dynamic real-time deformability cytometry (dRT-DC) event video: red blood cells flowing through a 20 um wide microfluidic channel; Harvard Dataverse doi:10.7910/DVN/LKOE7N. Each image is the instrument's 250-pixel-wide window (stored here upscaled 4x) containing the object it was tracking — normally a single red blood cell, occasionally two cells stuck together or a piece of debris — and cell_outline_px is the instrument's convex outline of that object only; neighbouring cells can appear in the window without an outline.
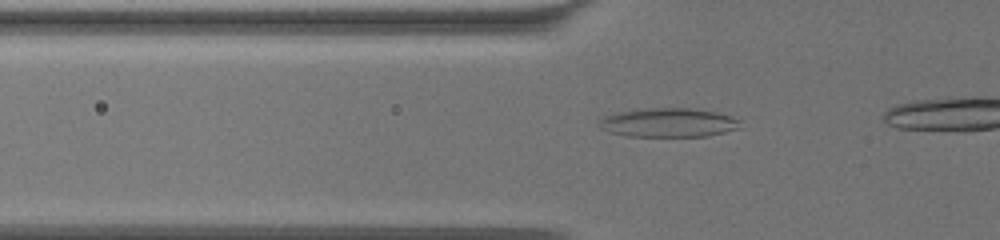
{"species": "common noctule bat (a hibernating species)", "species_latin": "Nyctalus noctula", "temperature_condition": "warm", "stored_images_in_passage": 49, "camera_frame_rate_fps": 3000, "um_per_image_px": 0.085, "animal": {"sex": "female", "body_mass_g": 19.5, "forearm_length_mm": 54.1}, "frame": {"image": 1, "passage_image": 18, "time_ms": 5.667, "image_size_px": [1000, 240], "cell_outline_px": [[740, 128], [708, 136], [628, 136], [612, 132], [600, 128], [596, 124], [604, 116], [616, 112], [644, 108], [688, 108], [712, 112], [728, 116], [740, 120]], "centroid_in_image_um": [56.77, 10.42], "position_along_channel_um": 69.0, "area_um2": 23.64}}
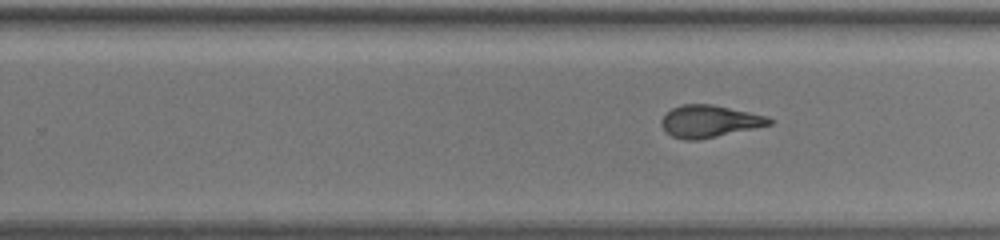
{"frame": {"image": 2, "passage_image": 36, "time_ms": 11.667, "image_size_px": [1000, 240], "cell_outline_px": [[772, 124], [716, 136], [696, 140], [684, 140], [672, 136], [664, 132], [660, 124], [660, 120], [672, 108], [680, 104], [712, 104], [768, 116], [772, 120]], "centroid_in_image_um": [60.25, 10.3], "position_along_channel_um": 269.6, "area_um2": 20.11}}
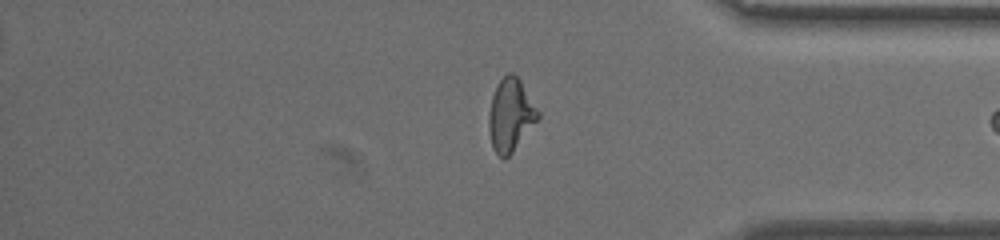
{"frame": {"image": 3, "passage_image": 48, "time_ms": 15.667, "image_size_px": [1000, 240], "cell_outline_px": [[540, 116], [512, 152], [504, 160], [492, 148], [488, 128], [488, 116], [492, 96], [496, 84], [508, 72], [512, 72], [520, 80], [540, 112]], "centroid_in_image_um": [43.38, 9.76], "position_along_channel_um": 391.8, "area_um2": 20.69}}